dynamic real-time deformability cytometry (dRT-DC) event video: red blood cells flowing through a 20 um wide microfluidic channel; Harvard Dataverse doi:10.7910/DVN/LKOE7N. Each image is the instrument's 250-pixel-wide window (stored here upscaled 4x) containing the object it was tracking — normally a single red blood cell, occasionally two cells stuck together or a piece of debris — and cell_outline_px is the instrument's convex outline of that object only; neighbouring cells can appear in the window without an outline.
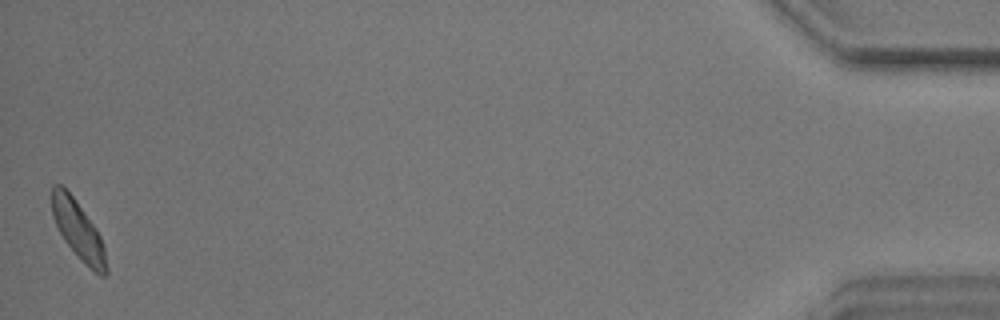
{"species": "common noctule bat (a hibernating species)", "species_latin": "Nyctalus noctula", "temperature_condition": "warm", "stored_images_in_passage": 41, "camera_frame_rate_fps": 3000, "um_per_image_px": 0.085, "animal": {"sex": "male", "body_mass_g": 17.9}, "frame": {"image": 1, "passage_image": 41, "time_ms": 13.333, "image_size_px": [1000, 320], "cell_outline_px": [[108, 272], [104, 276], [100, 276], [64, 240], [52, 216], [52, 184], [60, 184], [72, 196], [96, 228], [100, 236], [104, 248], [108, 268]], "centroid_in_image_um": [6.65, 19.53], "position_along_channel_um": 428.5, "area_um2": 17.74}, "authors_computed_cell_mechanics": {"area_um2": 18.9006, "velocity_mm_per_s": 3.5415, "shape_relaxation_time_tau1_ms": 3.8312, "shape_relaxation_time_tau2_ms": 4.0937, "deformation_change_tau1": 0.093, "deformation_change_tau2": 0.0871}}